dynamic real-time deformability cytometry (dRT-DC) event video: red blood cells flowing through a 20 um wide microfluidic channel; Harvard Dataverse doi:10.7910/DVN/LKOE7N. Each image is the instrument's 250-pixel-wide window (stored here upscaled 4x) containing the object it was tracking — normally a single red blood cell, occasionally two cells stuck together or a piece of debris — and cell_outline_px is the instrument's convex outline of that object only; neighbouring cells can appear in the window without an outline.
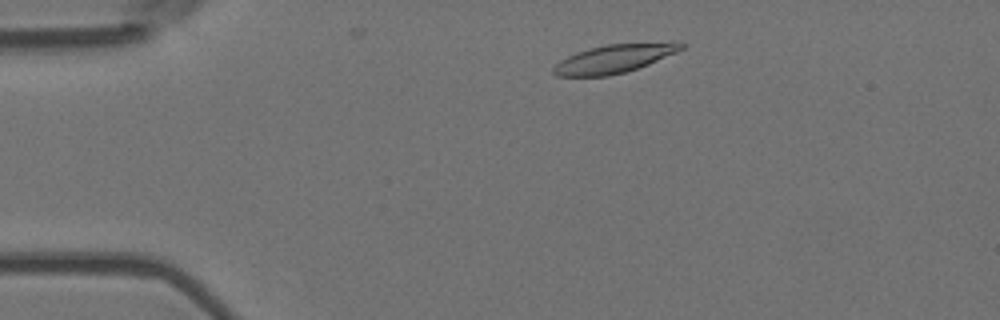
{"species": "Egyptian fruit bat (a non-hibernating species)", "species_latin": "Rousettus aegyptiacus", "temperature_condition": "room temperature", "stored_images_in_passage": 43, "camera_frame_rate_fps": 3000, "um_per_image_px": 0.085, "animal": {"sex": "female"}, "frame": {"image": 1, "passage_image": 5, "time_ms": 1.333, "image_size_px": [1000, 320], "cell_outline_px": [[684, 48], [676, 52], [648, 64], [624, 72], [608, 76], [556, 76], [552, 72], [552, 68], [560, 60], [576, 52], [588, 48], [608, 44], [672, 40], [684, 44]], "centroid_in_image_um": [52.23, 4.95], "position_along_channel_um": 32.8, "area_um2": 21.44}}
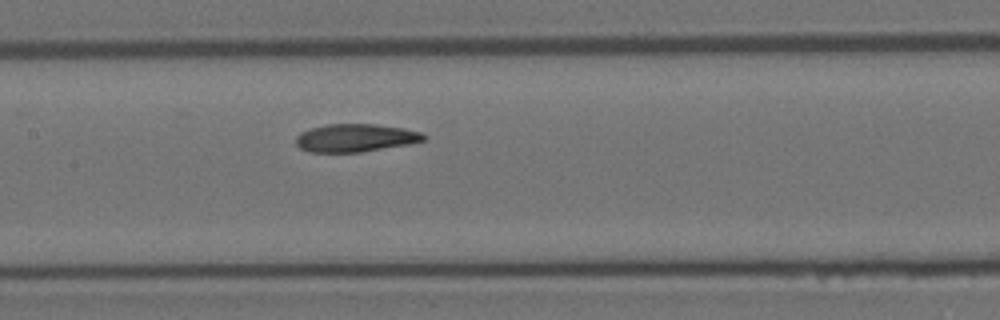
{"frame": {"image": 2, "passage_image": 21, "time_ms": 6.667, "image_size_px": [1000, 320], "cell_outline_px": [[424, 140], [408, 144], [360, 152], [308, 152], [300, 148], [296, 144], [296, 136], [300, 132], [312, 128], [328, 124], [376, 124], [404, 128], [420, 132], [424, 136]], "centroid_in_image_um": [30.17, 11.72], "position_along_channel_um": 177.2, "area_um2": 20.63}}
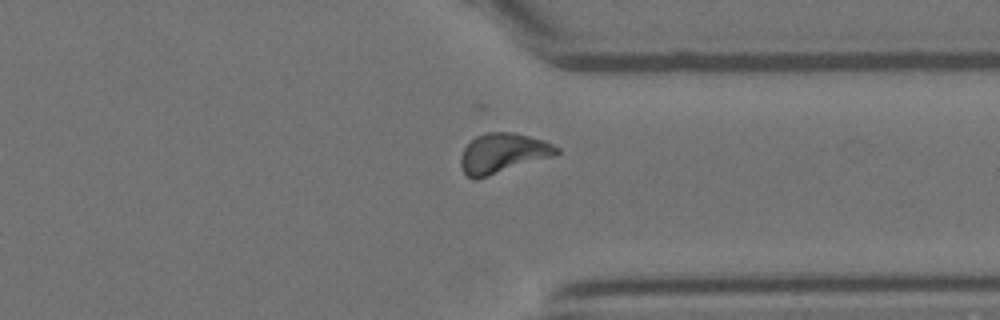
{"frame": {"image": 3, "passage_image": 37, "time_ms": 12.0, "image_size_px": [1000, 320], "cell_outline_px": [[560, 152], [556, 156], [476, 180], [472, 180], [464, 172], [460, 164], [460, 156], [464, 148], [476, 136], [488, 132], [512, 132], [544, 140], [560, 148]], "centroid_in_image_um": [42.76, 13.04], "position_along_channel_um": 368.6, "area_um2": 22.48}}